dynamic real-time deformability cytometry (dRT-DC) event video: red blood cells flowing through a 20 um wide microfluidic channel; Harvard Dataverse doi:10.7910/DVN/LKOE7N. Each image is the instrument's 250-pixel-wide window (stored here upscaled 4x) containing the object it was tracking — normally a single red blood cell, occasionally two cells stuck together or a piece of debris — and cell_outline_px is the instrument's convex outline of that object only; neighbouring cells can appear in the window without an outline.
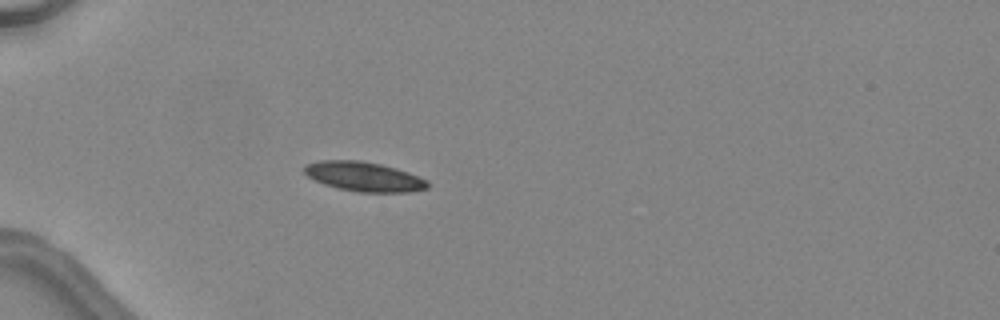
{"species": "common noctule bat (a hibernating species)", "species_latin": "Nyctalus noctula", "temperature_condition": "warm", "stored_images_in_passage": 32, "camera_frame_rate_fps": 3000, "um_per_image_px": 0.085, "animal": {"sex": "female", "body_mass_g": 24.6, "forearm_length_mm": 56.2}, "frame": {"image": 1, "passage_image": 1, "time_ms": 0.0, "image_size_px": [1000, 320], "cell_outline_px": [[428, 188], [408, 192], [356, 192], [336, 188], [324, 184], [308, 176], [304, 172], [304, 168], [308, 164], [320, 160], [360, 160], [380, 164], [396, 168], [408, 172], [428, 180]], "centroid_in_image_um": [30.95, 15.01], "position_along_channel_um": 54.1, "area_um2": 21.15}}
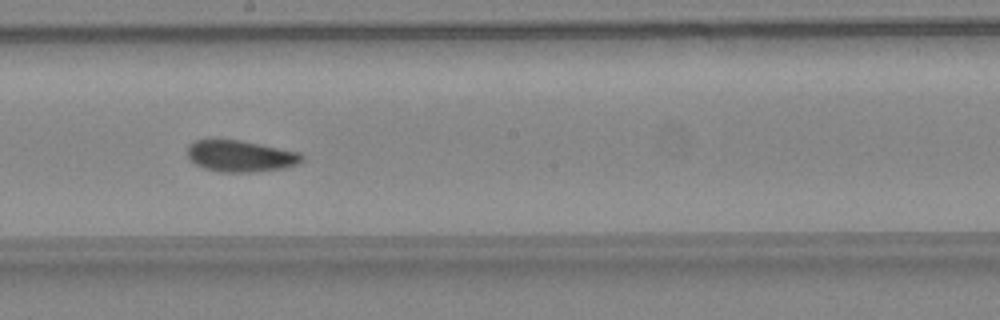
{"frame": {"image": 2, "passage_image": 14, "time_ms": 4.333, "image_size_px": [1000, 320], "cell_outline_px": [[304, 160], [300, 164], [284, 168], [252, 172], [220, 172], [204, 168], [196, 164], [188, 156], [188, 144], [192, 140], [240, 140], [300, 152], [304, 156]], "centroid_in_image_um": [20.48, 13.27], "position_along_channel_um": 227.7, "area_um2": 21.04}}
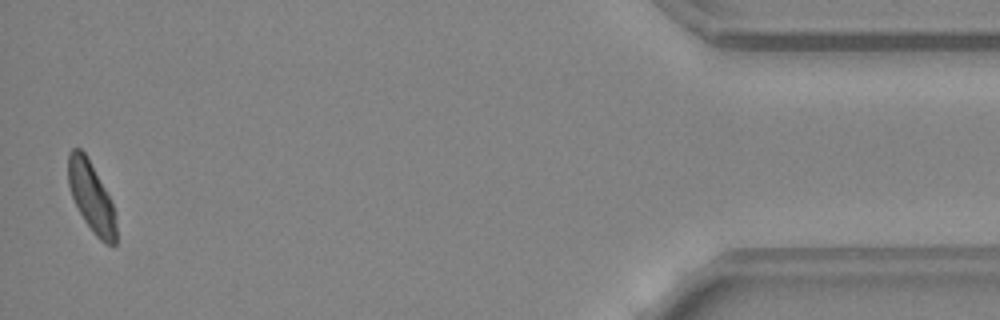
{"frame": {"image": 3, "passage_image": 32, "time_ms": 10.333, "image_size_px": [1000, 320], "cell_outline_px": [[116, 244], [104, 244], [92, 232], [84, 220], [72, 196], [68, 184], [68, 152], [72, 148], [80, 148], [84, 152], [104, 188], [116, 212]], "centroid_in_image_um": [7.76, 16.77], "position_along_channel_um": 427.4, "area_um2": 19.25}, "authors_computed_cell_mechanics": {"area_um2": 21.0681, "velocity_mm_per_s": 4.537, "shape_relaxation_time_tau1_ms": 3.4863, "shape_relaxation_time_tau2_ms": 3.1284, "deformation_change_tau1": 0.1028, "deformation_change_tau2": 0.087}}